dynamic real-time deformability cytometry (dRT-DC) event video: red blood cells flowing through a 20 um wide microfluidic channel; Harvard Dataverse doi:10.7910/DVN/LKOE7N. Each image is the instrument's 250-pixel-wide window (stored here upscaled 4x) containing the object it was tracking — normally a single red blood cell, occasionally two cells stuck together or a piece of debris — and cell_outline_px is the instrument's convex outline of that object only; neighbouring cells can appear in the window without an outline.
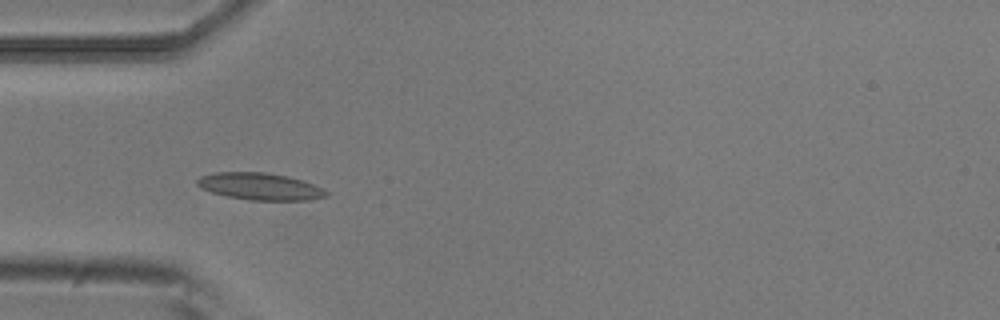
{"species": "common noctule bat (a hibernating species)", "species_latin": "Nyctalus noctula", "temperature_condition": "room temperature", "stored_images_in_passage": 6, "camera_frame_rate_fps": 3000, "um_per_image_px": 0.085, "animal": {"sex": "male", "body_mass_g": 20.5, "forearm_length_mm": 52.5}, "frame": {"image": 1, "passage_image": 5, "time_ms": 1.333, "image_size_px": [1000, 320], "cell_outline_px": [[328, 196], [308, 200], [252, 200], [228, 196], [212, 192], [200, 188], [196, 184], [196, 180], [200, 176], [216, 172], [264, 172], [288, 176], [304, 180], [324, 188], [328, 192]], "centroid_in_image_um": [22.12, 15.84], "position_along_channel_um": 62.9, "area_um2": 20.4}}
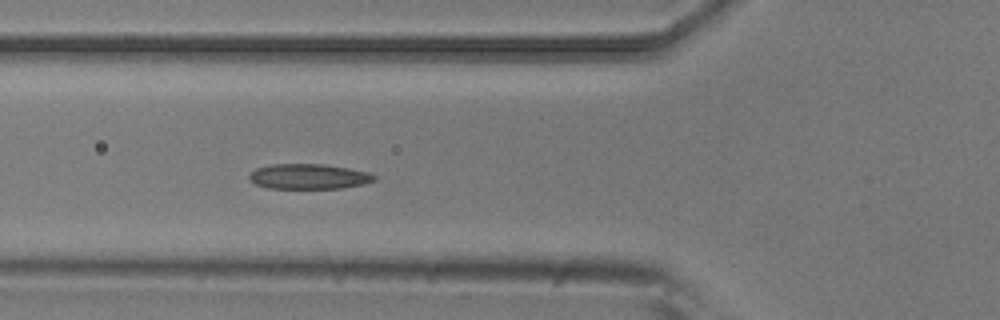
{"frame": {"image": 2, "passage_image": 6, "time_ms": 1.667, "image_size_px": [1000, 320], "cell_outline_px": [[376, 180], [364, 184], [340, 188], [268, 188], [256, 184], [248, 180], [248, 176], [256, 168], [272, 164], [324, 164], [348, 168], [368, 172], [376, 176]], "centroid_in_image_um": [26.24, 15.0], "position_along_channel_um": 99.6, "area_um2": 18.32}}